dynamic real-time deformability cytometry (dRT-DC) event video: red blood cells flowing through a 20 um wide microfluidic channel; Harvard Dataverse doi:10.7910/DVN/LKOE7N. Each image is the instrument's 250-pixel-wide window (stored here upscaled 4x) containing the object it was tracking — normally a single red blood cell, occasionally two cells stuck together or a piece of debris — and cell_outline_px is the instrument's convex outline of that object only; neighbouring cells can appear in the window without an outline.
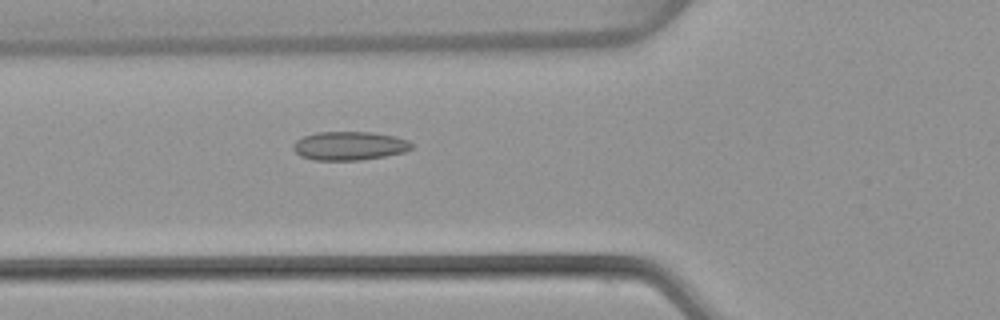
{"species": "common noctule bat (a hibernating species)", "species_latin": "Nyctalus noctula", "temperature_condition": "warm", "stored_images_in_passage": 53, "camera_frame_rate_fps": 3000, "um_per_image_px": 0.085, "animal": {"sex": "female", "body_mass_g": 22.7, "forearm_length_mm": 54.2}, "frame": {"image": 1, "passage_image": 20, "time_ms": 6.333, "image_size_px": [1000, 320], "cell_outline_px": [[412, 148], [404, 152], [384, 156], [360, 160], [312, 160], [300, 156], [292, 148], [292, 144], [296, 140], [304, 136], [316, 132], [372, 132], [396, 136], [408, 140], [412, 144]], "centroid_in_image_um": [29.68, 12.39], "position_along_channel_um": 96.1, "area_um2": 19.88}}
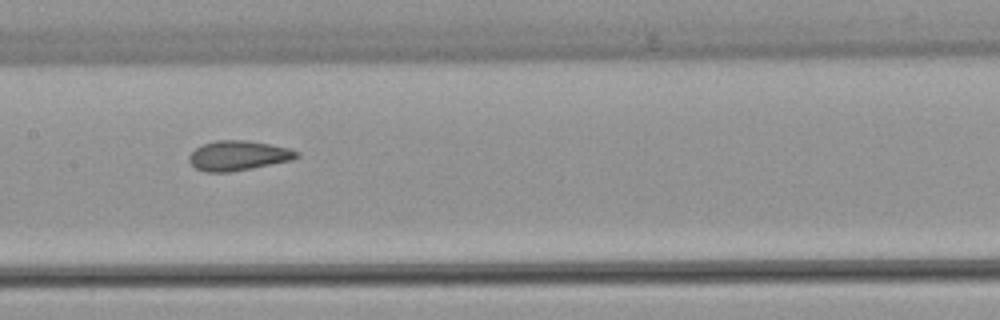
{"frame": {"image": 2, "passage_image": 27, "time_ms": 8.667, "image_size_px": [1000, 320], "cell_outline_px": [[300, 156], [292, 160], [252, 168], [228, 172], [204, 172], [196, 168], [188, 160], [188, 156], [196, 148], [204, 144], [216, 140], [248, 140], [288, 148], [300, 152]], "centroid_in_image_um": [20.25, 13.22], "position_along_channel_um": 187.1, "area_um2": 18.61}}
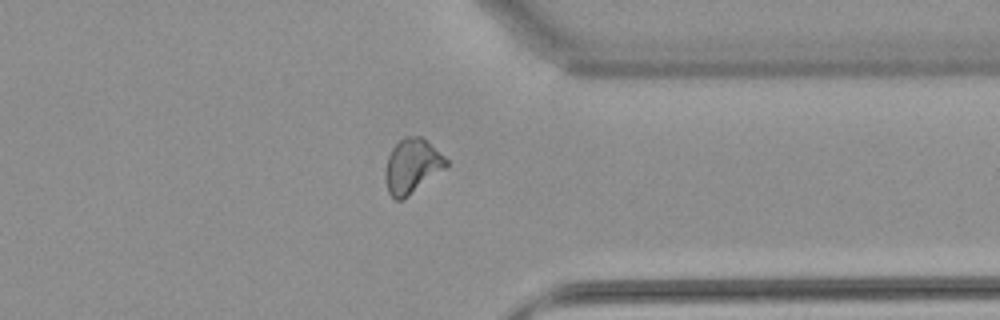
{"frame": {"image": 3, "passage_image": 42, "time_ms": 13.667, "image_size_px": [1000, 320], "cell_outline_px": [[448, 164], [444, 168], [404, 200], [396, 200], [388, 192], [384, 176], [384, 172], [388, 156], [392, 148], [404, 136], [420, 136], [444, 156], [448, 160]], "centroid_in_image_um": [34.99, 14.13], "position_along_channel_um": 376.4, "area_um2": 19.13}, "authors_computed_cell_mechanics": {"area_um2": 19.2474, "velocity_mm_per_s": 3.8803, "shape_relaxation_time_tau1_ms": 9.6554, "shape_relaxation_time_tau2_ms": 1.2609, "deformation_change_tau1": 0.188, "deformation_change_tau2": 0.0683}}